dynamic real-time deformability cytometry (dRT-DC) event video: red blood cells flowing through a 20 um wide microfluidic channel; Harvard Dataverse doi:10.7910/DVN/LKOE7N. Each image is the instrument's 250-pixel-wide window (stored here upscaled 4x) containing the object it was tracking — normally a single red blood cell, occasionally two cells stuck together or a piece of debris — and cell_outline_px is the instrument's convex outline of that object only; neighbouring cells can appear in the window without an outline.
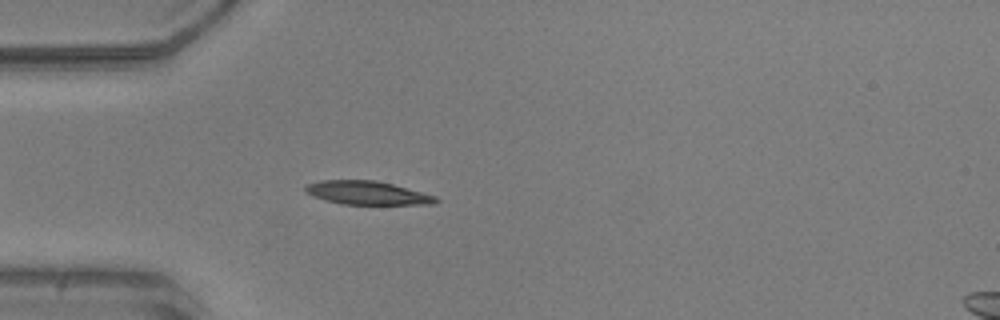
{"species": "common noctule bat (a hibernating species)", "species_latin": "Nyctalus noctula", "temperature_condition": "warm", "stored_images_in_passage": 30, "camera_frame_rate_fps": 3000, "um_per_image_px": 0.085, "animal": {"sex": "male", "body_mass_g": 20.5, "forearm_length_mm": 52.5}, "frame": {"image": 1, "passage_image": 1, "time_ms": 0.0, "image_size_px": [1000, 320], "cell_outline_px": [[440, 200], [436, 204], [344, 204], [328, 200], [304, 192], [304, 188], [308, 184], [320, 180], [376, 180], [392, 184], [436, 196]], "centroid_in_image_um": [31.24, 16.39], "position_along_channel_um": 53.8, "area_um2": 17.63}}
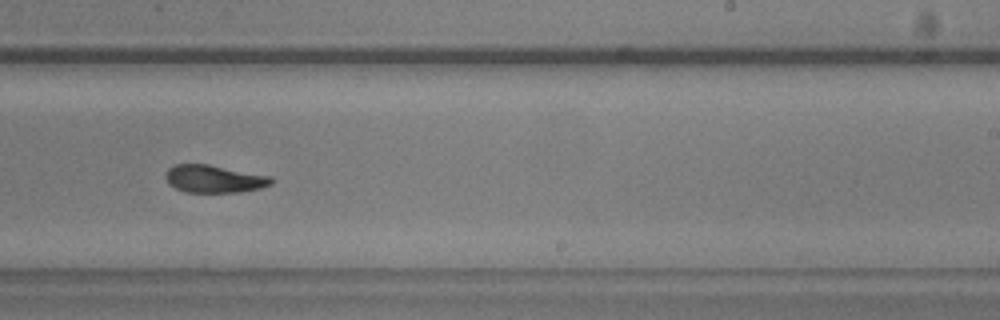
{"frame": {"image": 2, "passage_image": 18, "time_ms": 5.667, "image_size_px": [1000, 320], "cell_outline_px": [[272, 184], [260, 188], [240, 192], [184, 192], [168, 184], [164, 176], [168, 168], [176, 164], [208, 164], [272, 176]], "centroid_in_image_um": [18.18, 15.2], "position_along_channel_um": 270.8, "area_um2": 17.11}}
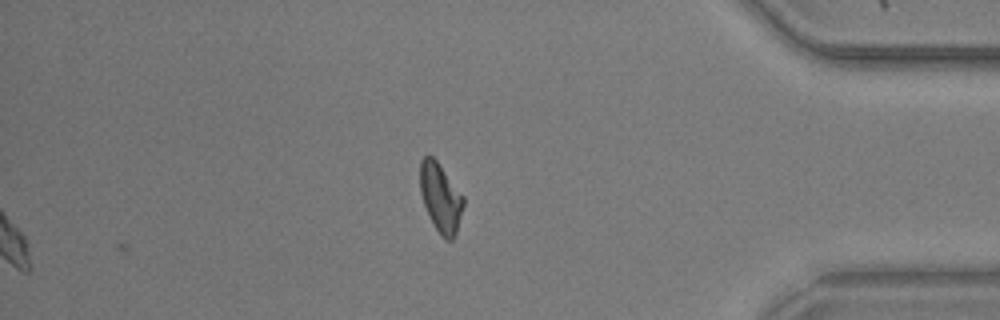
{"frame": {"image": 3, "passage_image": 30, "time_ms": 9.667, "image_size_px": [1000, 320], "cell_outline_px": [[464, 204], [456, 236], [452, 240], [444, 240], [436, 228], [424, 204], [420, 192], [420, 160], [424, 156], [432, 156], [436, 160], [464, 196]], "centroid_in_image_um": [37.47, 16.81], "position_along_channel_um": 397.7, "area_um2": 17.28}, "authors_computed_cell_mechanics": {"area_um2": 17.4267, "velocity_mm_per_s": 3.9544, "shape_relaxation_time_tau1_ms": 5.7912, "shape_relaxation_time_tau2_ms": 3.328, "deformation_change_tau1": 0.1867, "deformation_change_tau2": 0.104}}